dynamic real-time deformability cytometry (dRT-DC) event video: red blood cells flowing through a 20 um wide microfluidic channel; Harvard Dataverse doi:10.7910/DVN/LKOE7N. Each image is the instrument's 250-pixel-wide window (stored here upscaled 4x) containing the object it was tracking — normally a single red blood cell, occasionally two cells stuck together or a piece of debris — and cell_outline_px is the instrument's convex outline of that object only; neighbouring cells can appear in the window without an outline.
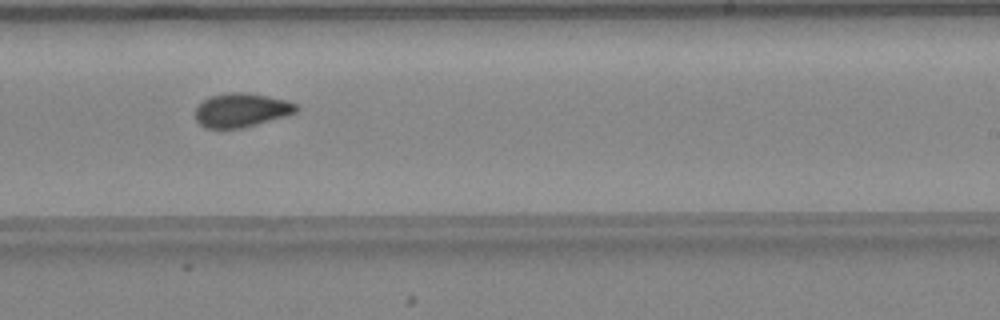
{"species": "common noctule bat (a hibernating species)", "species_latin": "Nyctalus noctula", "temperature_condition": "warm", "stored_images_in_passage": 44, "camera_frame_rate_fps": 3000, "um_per_image_px": 0.085, "animal": {"sex": "female", "body_mass_g": 24.6, "forearm_length_mm": 56.2}, "frame": {"image": 1, "passage_image": 26, "time_ms": 8.333, "image_size_px": [1000, 320], "cell_outline_px": [[300, 108], [296, 112], [288, 116], [244, 128], [204, 128], [196, 120], [196, 108], [208, 96], [228, 92], [244, 92], [268, 96], [288, 100], [296, 104]], "centroid_in_image_um": [20.55, 9.36], "position_along_channel_um": 268.4, "area_um2": 20.23}, "authors_computed_cell_mechanics": {"area_um2": 19.941, "velocity_mm_per_s": 4.3151, "shape_relaxation_time_tau1_ms": null, "shape_relaxation_time_tau2_ms": 2.6268, "deformation_change_tau1": null, "deformation_change_tau2": 0.0647}}